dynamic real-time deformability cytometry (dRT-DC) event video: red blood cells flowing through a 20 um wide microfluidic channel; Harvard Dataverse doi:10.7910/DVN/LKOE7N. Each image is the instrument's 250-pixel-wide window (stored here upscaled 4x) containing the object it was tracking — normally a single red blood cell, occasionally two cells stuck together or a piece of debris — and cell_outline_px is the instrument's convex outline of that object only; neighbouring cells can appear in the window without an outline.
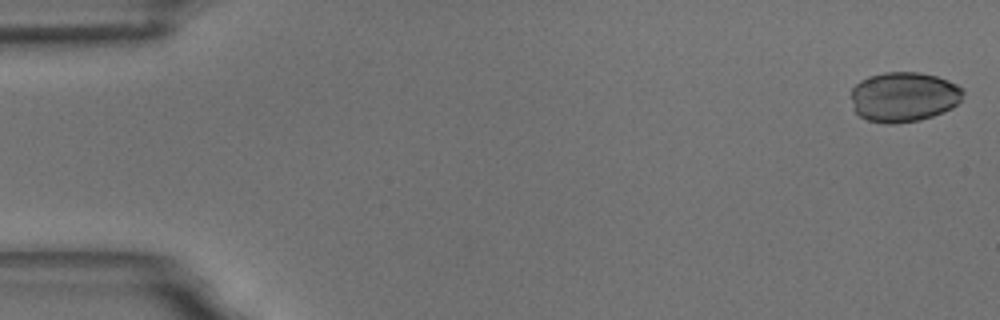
{"species": "common noctule bat (a hibernating species)", "species_latin": "Nyctalus noctula", "temperature_condition": "room temperature", "stored_images_in_passage": 55, "camera_frame_rate_fps": 3000, "um_per_image_px": 0.085, "animal": {"sex": "male", "body_mass_g": 18.8}, "frame": {"image": 1, "passage_image": 1, "time_ms": 0.0, "image_size_px": [1000, 320], "cell_outline_px": [[964, 92], [960, 100], [952, 108], [932, 116], [920, 120], [896, 124], [888, 124], [868, 120], [860, 116], [852, 108], [852, 88], [860, 80], [868, 76], [884, 72], [920, 72], [936, 76], [948, 80], [964, 88]], "centroid_in_image_um": [76.81, 8.23], "position_along_channel_um": 8.2, "area_um2": 32.77}}
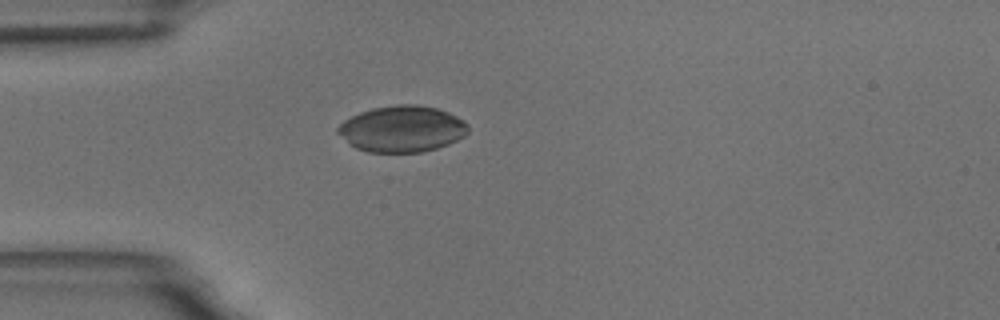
{"frame": {"image": 2, "passage_image": 15, "time_ms": 4.667, "image_size_px": [1000, 320], "cell_outline_px": [[468, 132], [464, 136], [448, 144], [436, 148], [420, 152], [368, 152], [356, 148], [348, 144], [336, 132], [336, 128], [344, 120], [360, 112], [372, 108], [396, 104], [416, 104], [436, 108], [448, 112], [464, 120], [468, 124]], "centroid_in_image_um": [34.15, 10.95], "position_along_channel_um": 50.8, "area_um2": 35.26}}
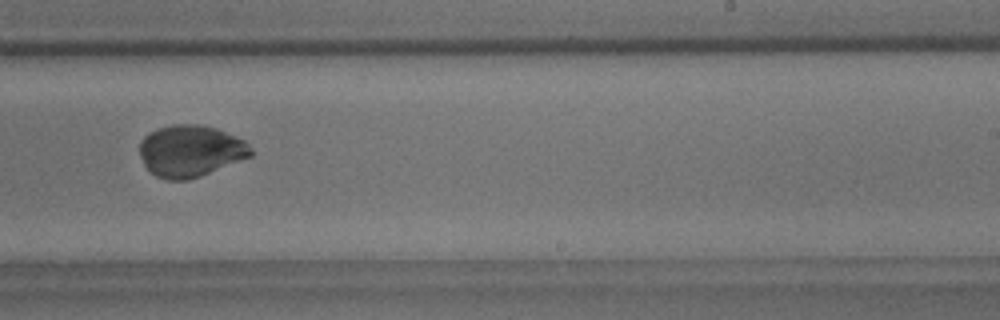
{"frame": {"image": 3, "passage_image": 34, "time_ms": 11.0, "image_size_px": [1000, 320], "cell_outline_px": [[252, 156], [200, 176], [188, 180], [168, 180], [156, 176], [144, 164], [140, 156], [140, 140], [144, 136], [160, 128], [172, 124], [196, 124], [216, 128], [244, 140], [252, 148]], "centroid_in_image_um": [16.2, 12.83], "position_along_channel_um": 272.8, "area_um2": 33.29}}